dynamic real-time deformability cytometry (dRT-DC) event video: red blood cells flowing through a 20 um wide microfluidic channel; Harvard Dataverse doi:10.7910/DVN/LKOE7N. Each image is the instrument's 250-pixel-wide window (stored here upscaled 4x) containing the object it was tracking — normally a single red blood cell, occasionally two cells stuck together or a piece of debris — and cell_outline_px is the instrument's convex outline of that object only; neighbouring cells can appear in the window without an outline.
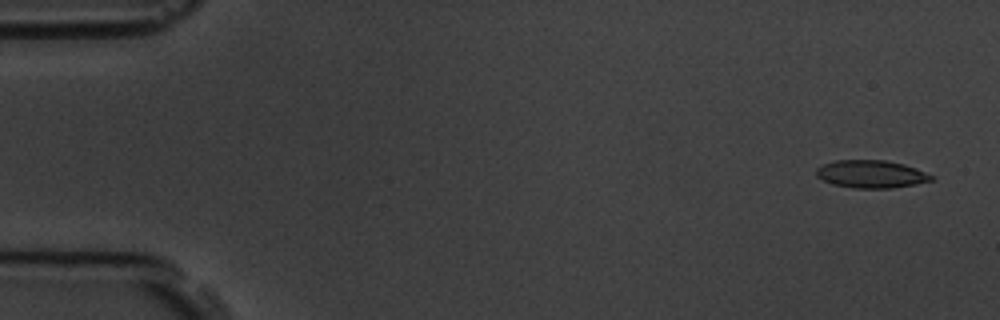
{"species": "common noctule bat (a hibernating species)", "species_latin": "Nyctalus noctula", "temperature_condition": "room temperature", "stored_images_in_passage": 6, "segment_of_instrument_passage": [1, 2], "camera_frame_rate_fps": 3000, "um_per_image_px": 0.085, "animal": {"sex": "male", "body_mass_g": 19.5, "forearm_length_mm": 54.6}, "frame": {"image": 1, "passage_image": 1, "time_ms": 0.0, "image_size_px": [1000, 320], "cell_outline_px": [[936, 180], [916, 184], [892, 188], [852, 188], [832, 184], [816, 176], [816, 168], [824, 164], [836, 160], [884, 160], [904, 164], [916, 168], [936, 176]], "centroid_in_image_um": [74.1, 14.8], "position_along_channel_um": 10.9, "area_um2": 18.79}}